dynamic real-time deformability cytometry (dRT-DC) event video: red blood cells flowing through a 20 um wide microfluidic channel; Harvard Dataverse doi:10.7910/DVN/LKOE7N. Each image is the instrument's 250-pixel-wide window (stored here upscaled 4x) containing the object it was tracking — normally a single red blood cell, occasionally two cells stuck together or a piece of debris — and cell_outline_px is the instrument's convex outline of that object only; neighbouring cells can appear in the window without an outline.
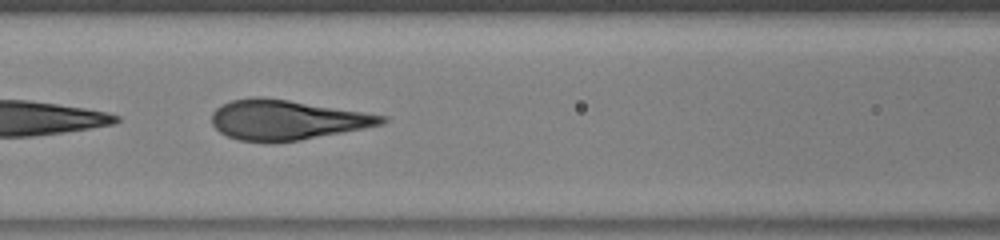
{"species": "human", "species_latin": "Homo sapiens", "temperature_condition": "warm", "stored_images_in_passage": 33, "camera_frame_rate_fps": 3000, "um_per_image_px": 0.085, "donor": {"sex": "male"}, "frame": {"image": 1, "passage_image": 19, "time_ms": 6.0, "image_size_px": [1000, 240], "cell_outline_px": [[388, 120], [384, 124], [364, 128], [300, 140], [276, 144], [268, 144], [240, 140], [228, 136], [220, 132], [212, 124], [212, 112], [216, 108], [232, 100], [252, 96], [264, 96], [364, 112], [388, 116]], "centroid_in_image_um": [24.35, 10.2], "position_along_channel_um": 142.2, "area_um2": 39.88}}